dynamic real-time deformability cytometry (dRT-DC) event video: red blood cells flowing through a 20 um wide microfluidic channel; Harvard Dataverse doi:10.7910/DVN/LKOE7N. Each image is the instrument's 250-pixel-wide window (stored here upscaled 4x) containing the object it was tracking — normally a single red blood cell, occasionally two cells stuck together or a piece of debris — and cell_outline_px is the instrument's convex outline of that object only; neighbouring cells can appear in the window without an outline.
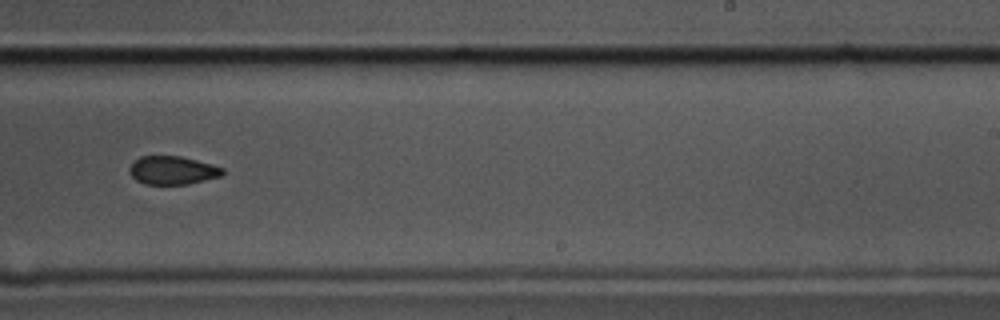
{"species": "common noctule bat (a hibernating species)", "species_latin": "Nyctalus noctula", "temperature_condition": "cold", "stored_images_in_passage": 8, "camera_frame_rate_fps": 3000, "um_per_image_px": 0.085, "animal": {"sex": "male", "body_mass_g": 17.5, "forearm_length_mm": 52.3}, "frame": {"image": 1, "passage_image": 7, "time_ms": 2.0, "image_size_px": [1000, 320], "cell_outline_px": [[224, 172], [220, 176], [188, 184], [144, 184], [136, 180], [132, 176], [128, 168], [132, 160], [140, 156], [180, 156], [212, 164], [224, 168]], "centroid_in_image_um": [14.62, 14.47], "position_along_channel_um": 274.4, "area_um2": 15.43}}
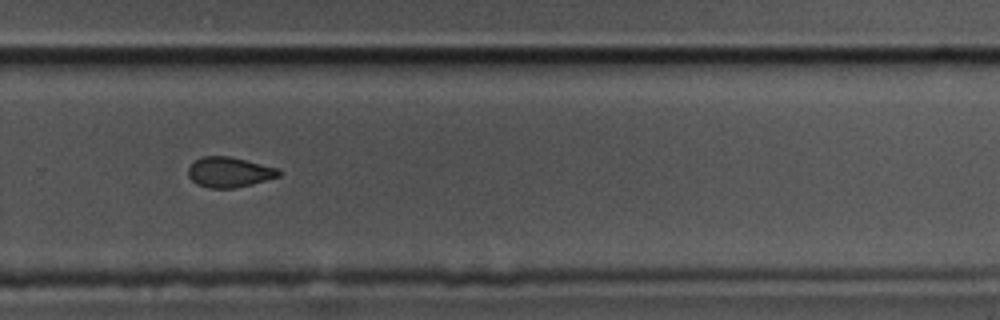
{"frame": {"image": 2, "passage_image": 8, "time_ms": 2.333, "image_size_px": [1000, 320], "cell_outline_px": [[280, 176], [252, 184], [236, 188], [208, 188], [196, 184], [188, 176], [188, 168], [196, 160], [204, 156], [228, 156], [280, 168]], "centroid_in_image_um": [19.5, 14.64], "position_along_channel_um": 310.3, "area_um2": 15.95}}